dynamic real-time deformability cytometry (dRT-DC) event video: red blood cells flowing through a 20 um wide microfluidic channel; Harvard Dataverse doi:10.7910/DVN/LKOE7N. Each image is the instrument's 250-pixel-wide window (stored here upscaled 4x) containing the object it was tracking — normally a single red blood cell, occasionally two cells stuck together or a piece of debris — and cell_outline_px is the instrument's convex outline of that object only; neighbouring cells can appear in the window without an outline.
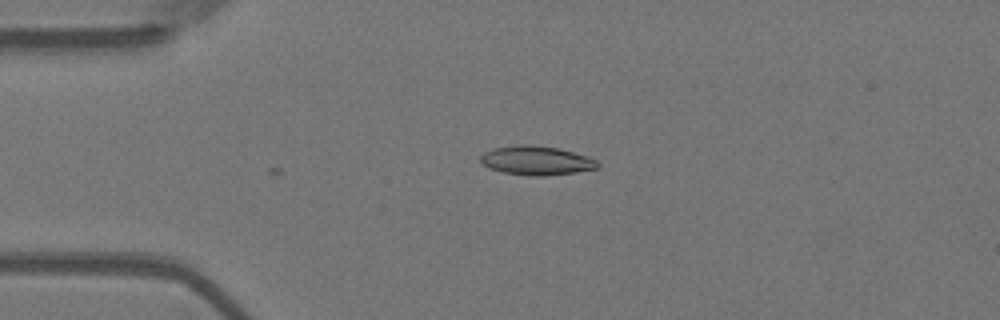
{"species": "Egyptian fruit bat (a non-hibernating species)", "species_latin": "Rousettus aegyptiacus", "temperature_condition": "warm", "stored_images_in_passage": 4, "camera_frame_rate_fps": 3000, "um_per_image_px": 0.085, "animal": {"sex": "female"}, "frame": {"image": 1, "passage_image": 4, "time_ms": 1.0, "image_size_px": [1000, 320], "cell_outline_px": [[600, 164], [596, 168], [576, 172], [544, 176], [532, 176], [504, 172], [488, 168], [480, 160], [480, 156], [484, 152], [492, 148], [520, 144], [528, 144], [560, 148], [588, 156], [596, 160]], "centroid_in_image_um": [45.59, 13.63], "position_along_channel_um": 39.4, "area_um2": 19.88}}